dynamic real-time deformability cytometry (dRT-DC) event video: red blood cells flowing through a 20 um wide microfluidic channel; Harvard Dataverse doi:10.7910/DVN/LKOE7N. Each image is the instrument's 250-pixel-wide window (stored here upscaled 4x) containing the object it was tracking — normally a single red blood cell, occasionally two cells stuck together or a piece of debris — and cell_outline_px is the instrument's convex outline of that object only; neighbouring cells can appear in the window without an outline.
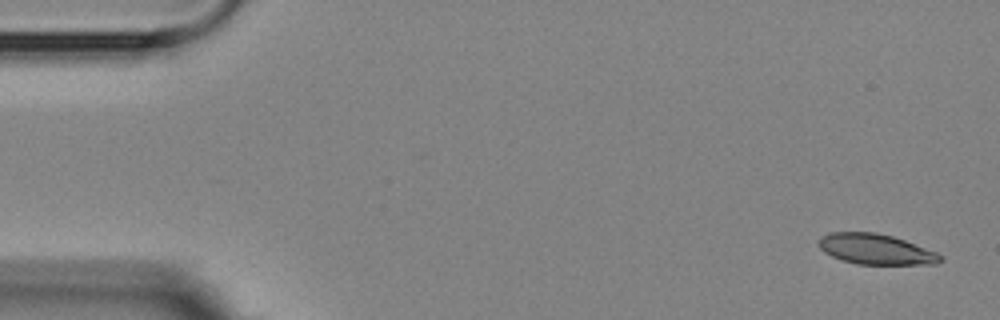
{"species": "Egyptian fruit bat (a non-hibernating species)", "species_latin": "Rousettus aegyptiacus", "temperature_condition": "room temperature", "stored_images_in_passage": 6, "camera_frame_rate_fps": 3000, "um_per_image_px": 0.085, "animal": {"sex": "female"}, "frame": {"image": 1, "passage_image": 1, "time_ms": 0.0, "image_size_px": [1000, 320], "cell_outline_px": [[944, 260], [936, 264], [856, 264], [840, 260], [824, 252], [820, 248], [820, 236], [828, 232], [876, 232], [892, 236], [904, 240], [936, 252], [944, 256]], "centroid_in_image_um": [74.44, 21.18], "position_along_channel_um": 10.6, "area_um2": 21.62}}